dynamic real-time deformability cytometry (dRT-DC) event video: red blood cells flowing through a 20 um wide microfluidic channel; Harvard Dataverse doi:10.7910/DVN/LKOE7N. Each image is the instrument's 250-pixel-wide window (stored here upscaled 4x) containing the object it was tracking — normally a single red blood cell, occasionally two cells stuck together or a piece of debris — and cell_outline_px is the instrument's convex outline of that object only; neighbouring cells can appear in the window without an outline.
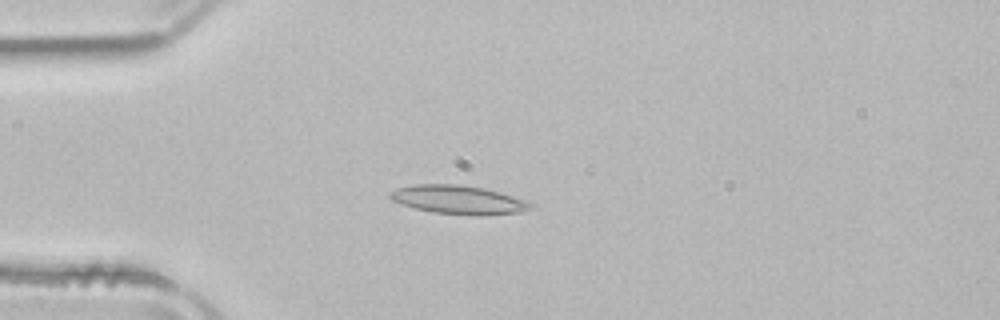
{"species": "common noctule bat (a hibernating species)", "species_latin": "Nyctalus noctula", "temperature_condition": "room temperature", "stored_images_in_passage": 44, "camera_frame_rate_fps": 3000, "um_per_image_px": 0.085, "animal": {"sex": "male", "body_mass_g": 21.5, "forearm_length_mm": 52.0}, "frame": {"image": 1, "passage_image": 13, "time_ms": 4.0, "image_size_px": [1000, 320], "cell_outline_px": [[536, 208], [524, 212], [476, 216], [432, 212], [400, 204], [392, 200], [388, 196], [388, 192], [400, 188], [416, 184], [460, 184], [484, 188], [500, 192], [536, 204]], "centroid_in_image_um": [39.03, 16.99], "position_along_channel_um": 46.0, "area_um2": 23.76}}
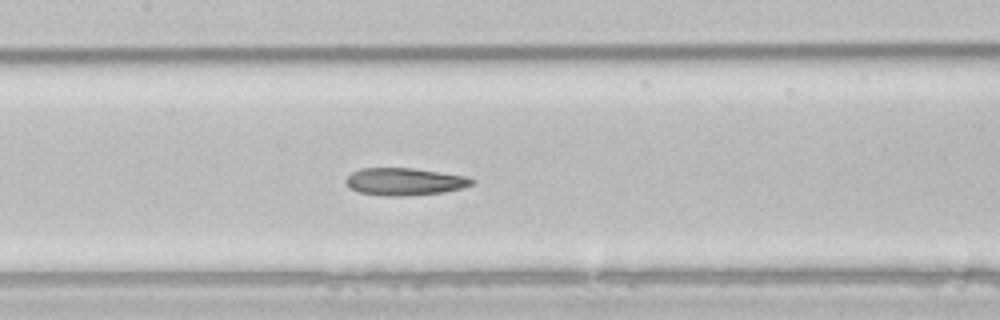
{"frame": {"image": 2, "passage_image": 24, "time_ms": 7.667, "image_size_px": [1000, 320], "cell_outline_px": [[476, 180], [472, 184], [464, 188], [444, 192], [408, 196], [380, 196], [360, 192], [348, 188], [344, 180], [352, 172], [360, 168], [412, 168], [468, 176]], "centroid_in_image_um": [34.39, 15.44], "position_along_channel_um": 173.0, "area_um2": 20.4}}
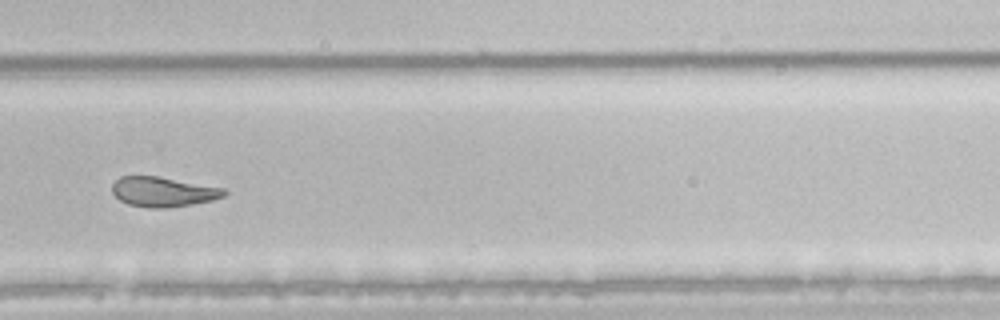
{"frame": {"image": 3, "passage_image": 35, "time_ms": 11.333, "image_size_px": [1000, 320], "cell_outline_px": [[228, 192], [224, 196], [212, 200], [192, 204], [164, 208], [148, 208], [128, 204], [120, 200], [112, 192], [112, 184], [120, 176], [156, 176], [224, 188]], "centroid_in_image_um": [13.85, 16.3], "position_along_channel_um": 316.0, "area_um2": 19.36}, "authors_computed_cell_mechanics": {"area_um2": 21.675, "velocity_mm_per_s": 3.9167, "shape_relaxation_time_tau1_ms": null, "shape_relaxation_time_tau2_ms": 3.7016, "deformation_change_tau1": null, "deformation_change_tau2": 0.1209}}